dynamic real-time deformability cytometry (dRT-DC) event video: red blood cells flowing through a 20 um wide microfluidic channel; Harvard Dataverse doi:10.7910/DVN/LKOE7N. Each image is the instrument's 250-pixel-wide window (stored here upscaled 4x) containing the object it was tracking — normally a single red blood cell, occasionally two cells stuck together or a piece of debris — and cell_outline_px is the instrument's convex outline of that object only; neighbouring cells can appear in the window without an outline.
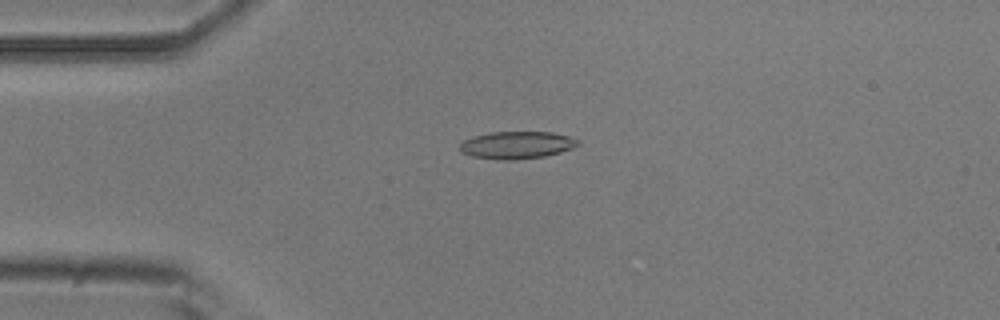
{"species": "common noctule bat (a hibernating species)", "species_latin": "Nyctalus noctula", "temperature_condition": "room temperature", "stored_images_in_passage": 51, "camera_frame_rate_fps": 3000, "um_per_image_px": 0.085, "animal": {"sex": "male", "body_mass_g": 20.5, "forearm_length_mm": 52.5}, "frame": {"image": 1, "passage_image": 12, "time_ms": 3.667, "image_size_px": [1000, 320], "cell_outline_px": [[580, 144], [572, 148], [560, 152], [544, 156], [512, 160], [504, 160], [472, 156], [464, 152], [460, 148], [460, 144], [464, 140], [472, 136], [492, 132], [552, 132], [568, 136], [580, 140]], "centroid_in_image_um": [43.96, 12.32], "position_along_channel_um": 41.0, "area_um2": 18.67}}
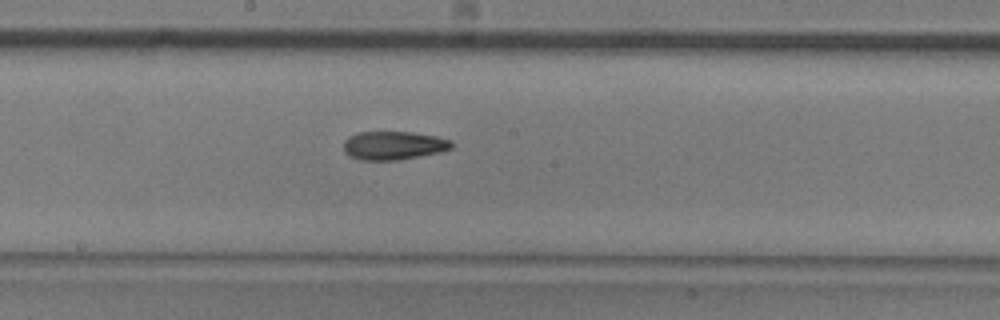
{"frame": {"image": 2, "passage_image": 27, "time_ms": 8.667, "image_size_px": [1000, 320], "cell_outline_px": [[452, 148], [440, 152], [400, 160], [360, 160], [348, 156], [344, 152], [344, 140], [348, 136], [360, 132], [412, 132], [436, 136], [452, 140]], "centroid_in_image_um": [33.44, 12.37], "position_along_channel_um": 214.8, "area_um2": 18.09}}
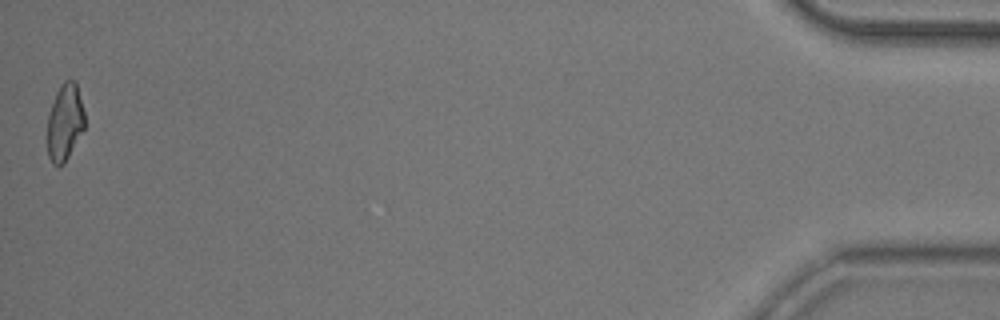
{"frame": {"image": 3, "passage_image": 51, "time_ms": 16.667, "image_size_px": [1000, 320], "cell_outline_px": [[84, 128], [64, 164], [52, 164], [48, 156], [48, 116], [56, 92], [60, 84], [64, 80], [76, 80], [84, 112]], "centroid_in_image_um": [5.51, 10.36], "position_along_channel_um": 429.7, "area_um2": 16.53}, "authors_computed_cell_mechanics": {"area_um2": 18.1492, "velocity_mm_per_s": 3.9026, "shape_relaxation_time_tau1_ms": 6.8484, "shape_relaxation_time_tau2_ms": 5.0138, "deformation_change_tau1": 0.182, "deformation_change_tau2": 0.1368}}